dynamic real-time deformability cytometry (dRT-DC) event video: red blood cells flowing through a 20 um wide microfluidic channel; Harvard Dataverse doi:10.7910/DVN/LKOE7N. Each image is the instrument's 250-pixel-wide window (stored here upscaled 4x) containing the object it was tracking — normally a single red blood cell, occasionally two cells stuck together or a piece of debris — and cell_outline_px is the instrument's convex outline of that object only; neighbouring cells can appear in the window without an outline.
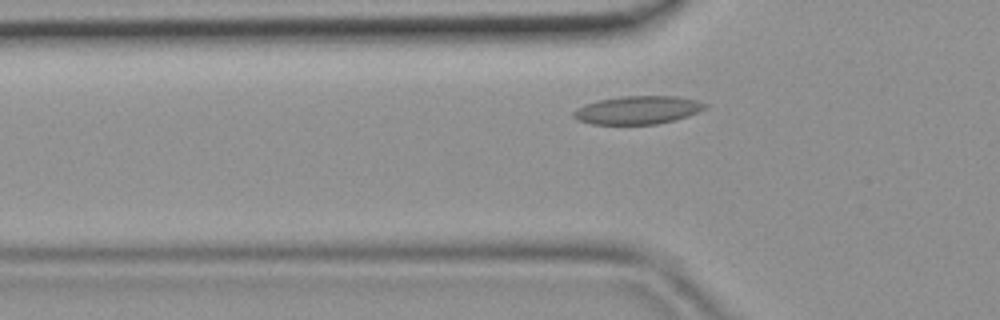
{"species": "common noctule bat (a hibernating species)", "species_latin": "Nyctalus noctula", "temperature_condition": "room temperature", "stored_images_in_passage": 32, "camera_frame_rate_fps": 3000, "um_per_image_px": 0.085, "animal": {"sex": "female", "body_mass_g": 19.9}, "frame": {"image": 1, "passage_image": 4, "time_ms": 1.0, "image_size_px": [1000, 320], "cell_outline_px": [[708, 108], [688, 116], [656, 124], [592, 124], [576, 120], [572, 116], [572, 112], [576, 108], [584, 104], [596, 100], [624, 96], [676, 96], [696, 100], [708, 104]], "centroid_in_image_um": [54.18, 9.35], "position_along_channel_um": 71.6, "area_um2": 21.73}}
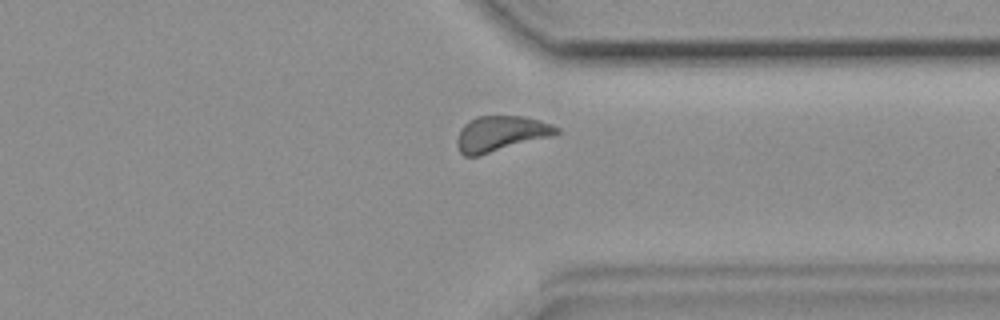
{"frame": {"image": 2, "passage_image": 24, "time_ms": 7.667, "image_size_px": [1000, 320], "cell_outline_px": [[560, 132], [548, 136], [480, 156], [464, 156], [460, 152], [456, 144], [456, 140], [460, 128], [468, 120], [476, 116], [524, 116], [540, 120], [552, 124], [560, 128]], "centroid_in_image_um": [42.51, 11.35], "position_along_channel_um": 368.9, "area_um2": 20.52}}
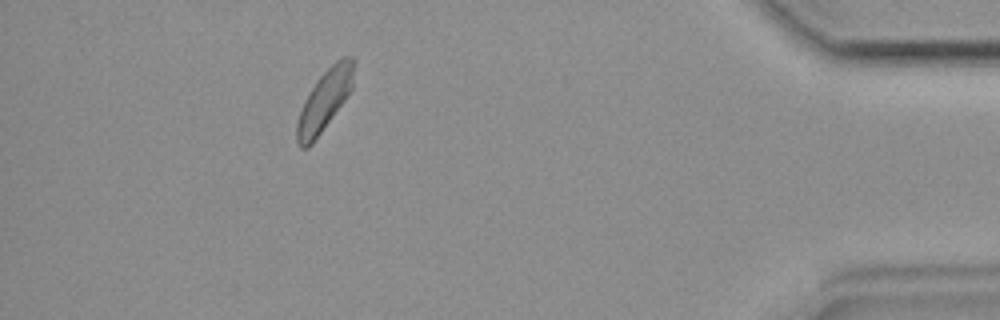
{"frame": {"image": 3, "passage_image": 30, "time_ms": 9.667, "image_size_px": [1000, 320], "cell_outline_px": [[356, 60], [352, 88], [344, 100], [312, 144], [308, 148], [300, 148], [296, 144], [296, 124], [304, 100], [320, 76], [336, 60], [344, 56], [356, 56]], "centroid_in_image_um": [27.6, 8.51], "position_along_channel_um": 407.6, "area_um2": 20.06}}